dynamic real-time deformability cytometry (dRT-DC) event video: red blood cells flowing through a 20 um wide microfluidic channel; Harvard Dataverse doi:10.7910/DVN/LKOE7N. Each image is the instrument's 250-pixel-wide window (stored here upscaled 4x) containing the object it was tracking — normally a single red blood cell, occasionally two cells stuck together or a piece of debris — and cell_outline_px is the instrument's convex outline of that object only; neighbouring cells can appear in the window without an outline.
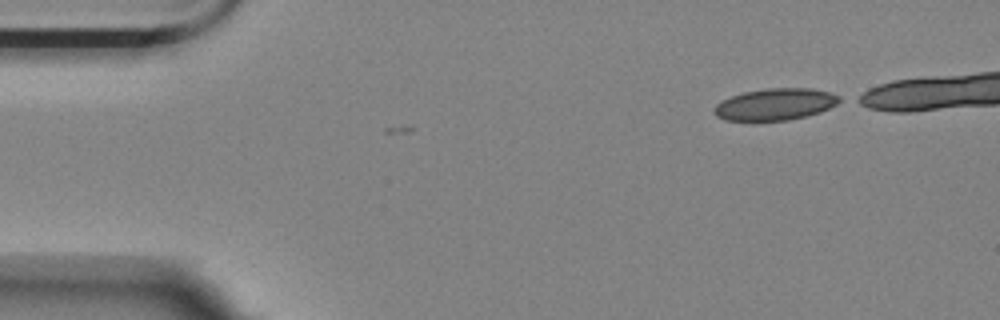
{"species": "Egyptian fruit bat (a non-hibernating species)", "species_latin": "Rousettus aegyptiacus", "temperature_condition": "room temperature", "stored_images_in_passage": 3, "camera_frame_rate_fps": 3000, "um_per_image_px": 0.085, "animal": {"sex": "female"}, "frame": {"image": 1, "passage_image": 3, "time_ms": 0.667, "image_size_px": [1000, 320], "cell_outline_px": [[844, 100], [820, 112], [808, 116], [788, 120], [756, 124], [724, 120], [716, 116], [712, 112], [716, 104], [732, 96], [744, 92], [768, 88], [812, 88], [828, 92], [840, 96]], "centroid_in_image_um": [65.85, 8.92], "position_along_channel_um": 19.1, "area_um2": 24.04}}